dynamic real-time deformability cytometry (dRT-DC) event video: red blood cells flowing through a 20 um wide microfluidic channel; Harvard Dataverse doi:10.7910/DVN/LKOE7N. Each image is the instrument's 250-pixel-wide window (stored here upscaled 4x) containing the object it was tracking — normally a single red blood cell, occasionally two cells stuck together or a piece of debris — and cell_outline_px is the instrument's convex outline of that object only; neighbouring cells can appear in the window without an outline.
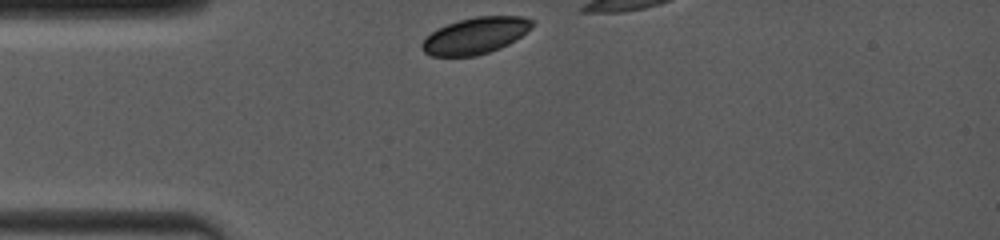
{"species": "common noctule bat (a hibernating species)", "species_latin": "Nyctalus noctula", "temperature_condition": "room temperature", "stored_images_in_passage": 15, "camera_frame_rate_fps": 4000, "um_per_image_px": 0.085, "animal": {"sex": "female", "body_mass_g": 19.0, "forearm_length_mm": 53.3}, "frame": {"image": 1, "passage_image": 1, "time_ms": 0.0, "image_size_px": [1000, 240], "cell_outline_px": [[536, 20], [520, 36], [508, 44], [500, 48], [476, 56], [432, 56], [424, 52], [420, 48], [420, 44], [432, 32], [448, 24], [460, 20], [476, 16], [524, 16]], "centroid_in_image_um": [40.4, 3.03], "position_along_channel_um": 44.6, "area_um2": 23.12}}
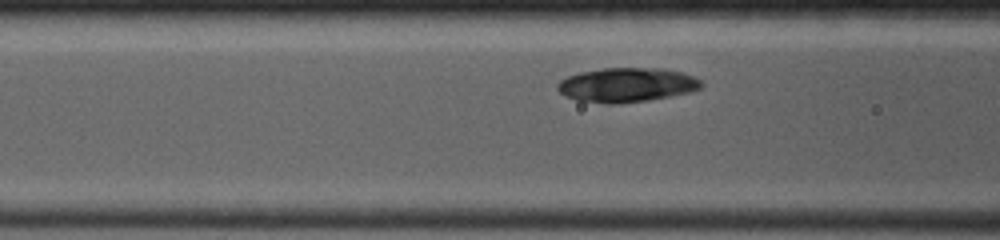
{"frame": {"image": 2, "passage_image": 12, "time_ms": 2.25, "image_size_px": [1000, 240], "cell_outline_px": [[704, 84], [700, 88], [688, 92], [648, 100], [620, 104], [604, 104], [576, 100], [564, 96], [556, 88], [556, 84], [560, 80], [568, 76], [580, 72], [604, 68], [664, 68], [680, 72], [692, 76], [700, 80]], "centroid_in_image_um": [53.22, 7.22], "position_along_channel_um": 113.4, "area_um2": 28.84}}